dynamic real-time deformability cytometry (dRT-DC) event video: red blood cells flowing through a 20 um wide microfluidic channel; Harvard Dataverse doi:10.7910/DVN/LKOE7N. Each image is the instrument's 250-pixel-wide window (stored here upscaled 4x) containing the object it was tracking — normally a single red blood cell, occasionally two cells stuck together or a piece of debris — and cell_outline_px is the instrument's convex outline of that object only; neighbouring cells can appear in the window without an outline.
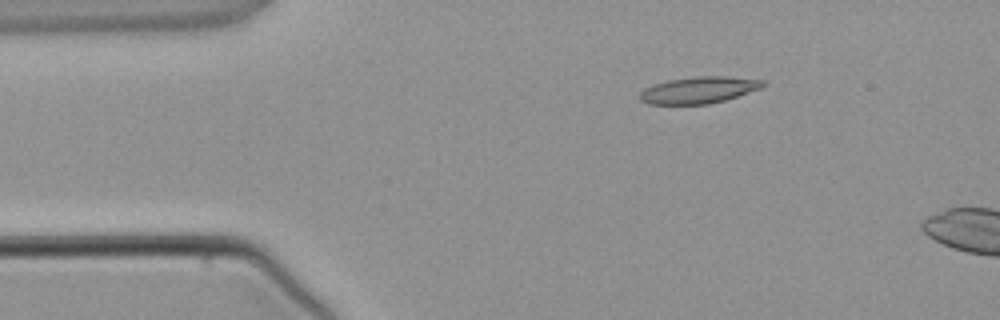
{"species": "common noctule bat (a hibernating species)", "species_latin": "Nyctalus noctula", "temperature_condition": "warm", "stored_images_in_passage": 3, "camera_frame_rate_fps": 3000, "um_per_image_px": 0.085, "animal": {"sex": "male", "body_mass_g": 21.5, "forearm_length_mm": 52.0}, "frame": {"image": 1, "passage_image": 2, "time_ms": 1.333, "image_size_px": [1000, 320], "cell_outline_px": [[764, 84], [760, 88], [724, 100], [708, 104], [648, 104], [640, 100], [640, 92], [644, 88], [652, 84], [668, 80], [696, 76], [724, 76], [764, 80]], "centroid_in_image_um": [59.34, 7.65], "position_along_channel_um": 25.7, "area_um2": 18.96}}